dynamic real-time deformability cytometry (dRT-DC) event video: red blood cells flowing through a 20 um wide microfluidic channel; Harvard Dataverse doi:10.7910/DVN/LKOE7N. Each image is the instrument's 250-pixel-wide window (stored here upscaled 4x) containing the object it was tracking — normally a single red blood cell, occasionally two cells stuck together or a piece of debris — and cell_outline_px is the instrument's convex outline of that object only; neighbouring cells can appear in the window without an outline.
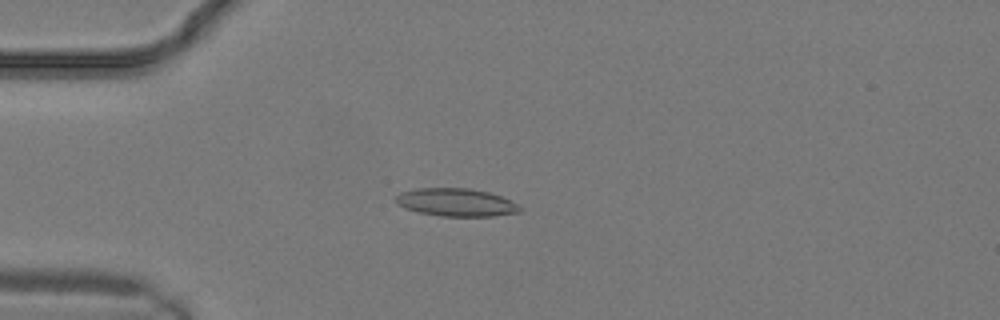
{"species": "common noctule bat (a hibernating species)", "species_latin": "Nyctalus noctula", "temperature_condition": "warm", "stored_images_in_passage": 7, "camera_frame_rate_fps": 3000, "um_per_image_px": 0.085, "animal": {"sex": "male", "body_mass_g": 19.2, "forearm_length_mm": 51.8}, "frame": {"image": 1, "passage_image": 6, "time_ms": 1.667, "image_size_px": [1000, 320], "cell_outline_px": [[520, 212], [492, 216], [440, 216], [416, 212], [404, 208], [396, 204], [396, 196], [400, 192], [416, 188], [468, 188], [488, 192], [500, 196], [516, 204], [520, 208]], "centroid_in_image_um": [38.7, 17.2], "position_along_channel_um": 46.3, "area_um2": 20.11}}